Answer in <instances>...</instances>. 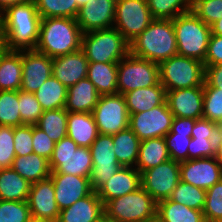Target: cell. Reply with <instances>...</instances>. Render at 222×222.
<instances>
[{
  "label": "cell",
  "instance_id": "60d3db41",
  "mask_svg": "<svg viewBox=\"0 0 222 222\" xmlns=\"http://www.w3.org/2000/svg\"><path fill=\"white\" fill-rule=\"evenodd\" d=\"M203 215L206 222H222V180L206 190Z\"/></svg>",
  "mask_w": 222,
  "mask_h": 222
},
{
  "label": "cell",
  "instance_id": "cb8c5ba5",
  "mask_svg": "<svg viewBox=\"0 0 222 222\" xmlns=\"http://www.w3.org/2000/svg\"><path fill=\"white\" fill-rule=\"evenodd\" d=\"M98 135L92 113L67 111V136L79 147L90 148Z\"/></svg>",
  "mask_w": 222,
  "mask_h": 222
},
{
  "label": "cell",
  "instance_id": "9c48e42d",
  "mask_svg": "<svg viewBox=\"0 0 222 222\" xmlns=\"http://www.w3.org/2000/svg\"><path fill=\"white\" fill-rule=\"evenodd\" d=\"M92 165L90 148L79 147L68 136L55 143L49 160L51 172L81 177H90Z\"/></svg>",
  "mask_w": 222,
  "mask_h": 222
},
{
  "label": "cell",
  "instance_id": "6da1fadb",
  "mask_svg": "<svg viewBox=\"0 0 222 222\" xmlns=\"http://www.w3.org/2000/svg\"><path fill=\"white\" fill-rule=\"evenodd\" d=\"M41 19L33 1L9 7L0 15L2 48L17 51L35 49Z\"/></svg>",
  "mask_w": 222,
  "mask_h": 222
},
{
  "label": "cell",
  "instance_id": "44dd1931",
  "mask_svg": "<svg viewBox=\"0 0 222 222\" xmlns=\"http://www.w3.org/2000/svg\"><path fill=\"white\" fill-rule=\"evenodd\" d=\"M89 62L82 49L53 58L52 75L65 87L87 77Z\"/></svg>",
  "mask_w": 222,
  "mask_h": 222
},
{
  "label": "cell",
  "instance_id": "ba28073f",
  "mask_svg": "<svg viewBox=\"0 0 222 222\" xmlns=\"http://www.w3.org/2000/svg\"><path fill=\"white\" fill-rule=\"evenodd\" d=\"M160 83L159 64L130 53L118 62L117 89L125 94Z\"/></svg>",
  "mask_w": 222,
  "mask_h": 222
},
{
  "label": "cell",
  "instance_id": "f546056e",
  "mask_svg": "<svg viewBox=\"0 0 222 222\" xmlns=\"http://www.w3.org/2000/svg\"><path fill=\"white\" fill-rule=\"evenodd\" d=\"M11 168L30 184L51 176L49 160L35 153L16 156Z\"/></svg>",
  "mask_w": 222,
  "mask_h": 222
},
{
  "label": "cell",
  "instance_id": "f5cc1de1",
  "mask_svg": "<svg viewBox=\"0 0 222 222\" xmlns=\"http://www.w3.org/2000/svg\"><path fill=\"white\" fill-rule=\"evenodd\" d=\"M205 77L203 87L222 89V64L204 65Z\"/></svg>",
  "mask_w": 222,
  "mask_h": 222
},
{
  "label": "cell",
  "instance_id": "836d02e7",
  "mask_svg": "<svg viewBox=\"0 0 222 222\" xmlns=\"http://www.w3.org/2000/svg\"><path fill=\"white\" fill-rule=\"evenodd\" d=\"M157 213L166 222H206L203 211L165 199L157 203Z\"/></svg>",
  "mask_w": 222,
  "mask_h": 222
},
{
  "label": "cell",
  "instance_id": "3957f363",
  "mask_svg": "<svg viewBox=\"0 0 222 222\" xmlns=\"http://www.w3.org/2000/svg\"><path fill=\"white\" fill-rule=\"evenodd\" d=\"M130 54L156 63L177 55L176 35L171 19H154L130 43Z\"/></svg>",
  "mask_w": 222,
  "mask_h": 222
},
{
  "label": "cell",
  "instance_id": "484cf974",
  "mask_svg": "<svg viewBox=\"0 0 222 222\" xmlns=\"http://www.w3.org/2000/svg\"><path fill=\"white\" fill-rule=\"evenodd\" d=\"M22 79V50H0V91H18Z\"/></svg>",
  "mask_w": 222,
  "mask_h": 222
},
{
  "label": "cell",
  "instance_id": "bcb514c9",
  "mask_svg": "<svg viewBox=\"0 0 222 222\" xmlns=\"http://www.w3.org/2000/svg\"><path fill=\"white\" fill-rule=\"evenodd\" d=\"M170 159L178 162L188 160V147L191 137L169 132L164 136Z\"/></svg>",
  "mask_w": 222,
  "mask_h": 222
},
{
  "label": "cell",
  "instance_id": "ee69618b",
  "mask_svg": "<svg viewBox=\"0 0 222 222\" xmlns=\"http://www.w3.org/2000/svg\"><path fill=\"white\" fill-rule=\"evenodd\" d=\"M191 10L207 25L211 26L222 15V0H192Z\"/></svg>",
  "mask_w": 222,
  "mask_h": 222
},
{
  "label": "cell",
  "instance_id": "e575fe53",
  "mask_svg": "<svg viewBox=\"0 0 222 222\" xmlns=\"http://www.w3.org/2000/svg\"><path fill=\"white\" fill-rule=\"evenodd\" d=\"M36 126L55 143L67 136V110L59 108L43 111Z\"/></svg>",
  "mask_w": 222,
  "mask_h": 222
},
{
  "label": "cell",
  "instance_id": "5b68a950",
  "mask_svg": "<svg viewBox=\"0 0 222 222\" xmlns=\"http://www.w3.org/2000/svg\"><path fill=\"white\" fill-rule=\"evenodd\" d=\"M81 49L88 62L118 63L130 53V44L111 27L83 33Z\"/></svg>",
  "mask_w": 222,
  "mask_h": 222
},
{
  "label": "cell",
  "instance_id": "1f68e13d",
  "mask_svg": "<svg viewBox=\"0 0 222 222\" xmlns=\"http://www.w3.org/2000/svg\"><path fill=\"white\" fill-rule=\"evenodd\" d=\"M114 152L122 167H135L139 154L140 139L128 127L112 135Z\"/></svg>",
  "mask_w": 222,
  "mask_h": 222
},
{
  "label": "cell",
  "instance_id": "f35d334b",
  "mask_svg": "<svg viewBox=\"0 0 222 222\" xmlns=\"http://www.w3.org/2000/svg\"><path fill=\"white\" fill-rule=\"evenodd\" d=\"M192 0H147L154 19H174L191 10Z\"/></svg>",
  "mask_w": 222,
  "mask_h": 222
},
{
  "label": "cell",
  "instance_id": "d6a6232c",
  "mask_svg": "<svg viewBox=\"0 0 222 222\" xmlns=\"http://www.w3.org/2000/svg\"><path fill=\"white\" fill-rule=\"evenodd\" d=\"M68 88L51 75L34 93L43 111L65 108Z\"/></svg>",
  "mask_w": 222,
  "mask_h": 222
},
{
  "label": "cell",
  "instance_id": "4316f807",
  "mask_svg": "<svg viewBox=\"0 0 222 222\" xmlns=\"http://www.w3.org/2000/svg\"><path fill=\"white\" fill-rule=\"evenodd\" d=\"M123 95L129 114L150 110L166 100V91L161 83L151 87L137 88Z\"/></svg>",
  "mask_w": 222,
  "mask_h": 222
},
{
  "label": "cell",
  "instance_id": "6f0895ef",
  "mask_svg": "<svg viewBox=\"0 0 222 222\" xmlns=\"http://www.w3.org/2000/svg\"><path fill=\"white\" fill-rule=\"evenodd\" d=\"M211 33L213 35L222 36V15H221V18L219 20H217L216 22H214L211 25Z\"/></svg>",
  "mask_w": 222,
  "mask_h": 222
},
{
  "label": "cell",
  "instance_id": "7402d4cb",
  "mask_svg": "<svg viewBox=\"0 0 222 222\" xmlns=\"http://www.w3.org/2000/svg\"><path fill=\"white\" fill-rule=\"evenodd\" d=\"M141 187V173L135 167H121L98 191L105 205L108 201L125 196Z\"/></svg>",
  "mask_w": 222,
  "mask_h": 222
},
{
  "label": "cell",
  "instance_id": "f6af8a7d",
  "mask_svg": "<svg viewBox=\"0 0 222 222\" xmlns=\"http://www.w3.org/2000/svg\"><path fill=\"white\" fill-rule=\"evenodd\" d=\"M15 157L14 127L0 125V169L11 168Z\"/></svg>",
  "mask_w": 222,
  "mask_h": 222
},
{
  "label": "cell",
  "instance_id": "b9f144b4",
  "mask_svg": "<svg viewBox=\"0 0 222 222\" xmlns=\"http://www.w3.org/2000/svg\"><path fill=\"white\" fill-rule=\"evenodd\" d=\"M31 219L27 201L0 200V222H29Z\"/></svg>",
  "mask_w": 222,
  "mask_h": 222
},
{
  "label": "cell",
  "instance_id": "5bb4252c",
  "mask_svg": "<svg viewBox=\"0 0 222 222\" xmlns=\"http://www.w3.org/2000/svg\"><path fill=\"white\" fill-rule=\"evenodd\" d=\"M129 128L140 141L164 137L170 132L174 115L170 111L166 100L150 110L137 114H129Z\"/></svg>",
  "mask_w": 222,
  "mask_h": 222
},
{
  "label": "cell",
  "instance_id": "7a4b0ae2",
  "mask_svg": "<svg viewBox=\"0 0 222 222\" xmlns=\"http://www.w3.org/2000/svg\"><path fill=\"white\" fill-rule=\"evenodd\" d=\"M83 32L76 19L51 17L41 19L36 51L51 58L81 49Z\"/></svg>",
  "mask_w": 222,
  "mask_h": 222
},
{
  "label": "cell",
  "instance_id": "c3c4849f",
  "mask_svg": "<svg viewBox=\"0 0 222 222\" xmlns=\"http://www.w3.org/2000/svg\"><path fill=\"white\" fill-rule=\"evenodd\" d=\"M217 139L191 138L188 147V160L204 157H214Z\"/></svg>",
  "mask_w": 222,
  "mask_h": 222
},
{
  "label": "cell",
  "instance_id": "8992f818",
  "mask_svg": "<svg viewBox=\"0 0 222 222\" xmlns=\"http://www.w3.org/2000/svg\"><path fill=\"white\" fill-rule=\"evenodd\" d=\"M160 83L165 91L204 86V63L182 55H174L159 63Z\"/></svg>",
  "mask_w": 222,
  "mask_h": 222
},
{
  "label": "cell",
  "instance_id": "be15d7a7",
  "mask_svg": "<svg viewBox=\"0 0 222 222\" xmlns=\"http://www.w3.org/2000/svg\"><path fill=\"white\" fill-rule=\"evenodd\" d=\"M219 130L222 133V121L219 123Z\"/></svg>",
  "mask_w": 222,
  "mask_h": 222
},
{
  "label": "cell",
  "instance_id": "94428289",
  "mask_svg": "<svg viewBox=\"0 0 222 222\" xmlns=\"http://www.w3.org/2000/svg\"><path fill=\"white\" fill-rule=\"evenodd\" d=\"M89 0H76L77 3V7L81 8L82 6L85 5V3H87Z\"/></svg>",
  "mask_w": 222,
  "mask_h": 222
},
{
  "label": "cell",
  "instance_id": "680465c9",
  "mask_svg": "<svg viewBox=\"0 0 222 222\" xmlns=\"http://www.w3.org/2000/svg\"><path fill=\"white\" fill-rule=\"evenodd\" d=\"M97 222H119L111 217H109L105 212L103 215L97 220Z\"/></svg>",
  "mask_w": 222,
  "mask_h": 222
},
{
  "label": "cell",
  "instance_id": "8d00e7d4",
  "mask_svg": "<svg viewBox=\"0 0 222 222\" xmlns=\"http://www.w3.org/2000/svg\"><path fill=\"white\" fill-rule=\"evenodd\" d=\"M169 199L187 207L203 211L206 200V190L180 180Z\"/></svg>",
  "mask_w": 222,
  "mask_h": 222
},
{
  "label": "cell",
  "instance_id": "2e32d148",
  "mask_svg": "<svg viewBox=\"0 0 222 222\" xmlns=\"http://www.w3.org/2000/svg\"><path fill=\"white\" fill-rule=\"evenodd\" d=\"M53 58L35 49L22 50V79L20 90L35 93L52 75Z\"/></svg>",
  "mask_w": 222,
  "mask_h": 222
},
{
  "label": "cell",
  "instance_id": "11a10c76",
  "mask_svg": "<svg viewBox=\"0 0 222 222\" xmlns=\"http://www.w3.org/2000/svg\"><path fill=\"white\" fill-rule=\"evenodd\" d=\"M33 0H0V15L5 12L9 7L14 5H19L25 2H29Z\"/></svg>",
  "mask_w": 222,
  "mask_h": 222
},
{
  "label": "cell",
  "instance_id": "83f0119b",
  "mask_svg": "<svg viewBox=\"0 0 222 222\" xmlns=\"http://www.w3.org/2000/svg\"><path fill=\"white\" fill-rule=\"evenodd\" d=\"M170 159L164 137L140 141L135 168L142 173Z\"/></svg>",
  "mask_w": 222,
  "mask_h": 222
},
{
  "label": "cell",
  "instance_id": "4fadbf2b",
  "mask_svg": "<svg viewBox=\"0 0 222 222\" xmlns=\"http://www.w3.org/2000/svg\"><path fill=\"white\" fill-rule=\"evenodd\" d=\"M180 181V162L169 159L141 173V187L158 203L169 199Z\"/></svg>",
  "mask_w": 222,
  "mask_h": 222
},
{
  "label": "cell",
  "instance_id": "db71d44e",
  "mask_svg": "<svg viewBox=\"0 0 222 222\" xmlns=\"http://www.w3.org/2000/svg\"><path fill=\"white\" fill-rule=\"evenodd\" d=\"M196 119L186 117H174L170 132L191 137Z\"/></svg>",
  "mask_w": 222,
  "mask_h": 222
},
{
  "label": "cell",
  "instance_id": "52a82bcc",
  "mask_svg": "<svg viewBox=\"0 0 222 222\" xmlns=\"http://www.w3.org/2000/svg\"><path fill=\"white\" fill-rule=\"evenodd\" d=\"M105 213L119 222H145L157 213V202L142 188L104 205Z\"/></svg>",
  "mask_w": 222,
  "mask_h": 222
},
{
  "label": "cell",
  "instance_id": "30bf717a",
  "mask_svg": "<svg viewBox=\"0 0 222 222\" xmlns=\"http://www.w3.org/2000/svg\"><path fill=\"white\" fill-rule=\"evenodd\" d=\"M154 20L147 0H117L113 27L130 43Z\"/></svg>",
  "mask_w": 222,
  "mask_h": 222
},
{
  "label": "cell",
  "instance_id": "277c9868",
  "mask_svg": "<svg viewBox=\"0 0 222 222\" xmlns=\"http://www.w3.org/2000/svg\"><path fill=\"white\" fill-rule=\"evenodd\" d=\"M173 20L178 55L204 62L211 37V26L205 24L192 10Z\"/></svg>",
  "mask_w": 222,
  "mask_h": 222
},
{
  "label": "cell",
  "instance_id": "9f6ffc18",
  "mask_svg": "<svg viewBox=\"0 0 222 222\" xmlns=\"http://www.w3.org/2000/svg\"><path fill=\"white\" fill-rule=\"evenodd\" d=\"M214 158L222 167V133H219L218 139L215 144V155Z\"/></svg>",
  "mask_w": 222,
  "mask_h": 222
},
{
  "label": "cell",
  "instance_id": "f907efd6",
  "mask_svg": "<svg viewBox=\"0 0 222 222\" xmlns=\"http://www.w3.org/2000/svg\"><path fill=\"white\" fill-rule=\"evenodd\" d=\"M219 124L205 118L196 119L191 138L218 139Z\"/></svg>",
  "mask_w": 222,
  "mask_h": 222
},
{
  "label": "cell",
  "instance_id": "7dc6e473",
  "mask_svg": "<svg viewBox=\"0 0 222 222\" xmlns=\"http://www.w3.org/2000/svg\"><path fill=\"white\" fill-rule=\"evenodd\" d=\"M14 149L16 156L33 153V125L14 127Z\"/></svg>",
  "mask_w": 222,
  "mask_h": 222
},
{
  "label": "cell",
  "instance_id": "ab89813d",
  "mask_svg": "<svg viewBox=\"0 0 222 222\" xmlns=\"http://www.w3.org/2000/svg\"><path fill=\"white\" fill-rule=\"evenodd\" d=\"M19 111L23 125H36L43 114L34 93L18 90Z\"/></svg>",
  "mask_w": 222,
  "mask_h": 222
},
{
  "label": "cell",
  "instance_id": "9a60e30c",
  "mask_svg": "<svg viewBox=\"0 0 222 222\" xmlns=\"http://www.w3.org/2000/svg\"><path fill=\"white\" fill-rule=\"evenodd\" d=\"M180 180L207 190L222 180V167L214 157L180 162Z\"/></svg>",
  "mask_w": 222,
  "mask_h": 222
},
{
  "label": "cell",
  "instance_id": "ac0fdd59",
  "mask_svg": "<svg viewBox=\"0 0 222 222\" xmlns=\"http://www.w3.org/2000/svg\"><path fill=\"white\" fill-rule=\"evenodd\" d=\"M117 0H89L79 8L76 21L83 33L111 28Z\"/></svg>",
  "mask_w": 222,
  "mask_h": 222
},
{
  "label": "cell",
  "instance_id": "6125c7cd",
  "mask_svg": "<svg viewBox=\"0 0 222 222\" xmlns=\"http://www.w3.org/2000/svg\"><path fill=\"white\" fill-rule=\"evenodd\" d=\"M29 222H58V221L41 220V219H34V218H32Z\"/></svg>",
  "mask_w": 222,
  "mask_h": 222
},
{
  "label": "cell",
  "instance_id": "7c38bea8",
  "mask_svg": "<svg viewBox=\"0 0 222 222\" xmlns=\"http://www.w3.org/2000/svg\"><path fill=\"white\" fill-rule=\"evenodd\" d=\"M92 171L90 185L97 192L122 167L114 152L112 135L99 134L90 146Z\"/></svg>",
  "mask_w": 222,
  "mask_h": 222
},
{
  "label": "cell",
  "instance_id": "74e56055",
  "mask_svg": "<svg viewBox=\"0 0 222 222\" xmlns=\"http://www.w3.org/2000/svg\"><path fill=\"white\" fill-rule=\"evenodd\" d=\"M18 104V91H0V125L10 127L23 125Z\"/></svg>",
  "mask_w": 222,
  "mask_h": 222
},
{
  "label": "cell",
  "instance_id": "e0dca14e",
  "mask_svg": "<svg viewBox=\"0 0 222 222\" xmlns=\"http://www.w3.org/2000/svg\"><path fill=\"white\" fill-rule=\"evenodd\" d=\"M34 219L57 221L60 214L51 177L32 183L27 199Z\"/></svg>",
  "mask_w": 222,
  "mask_h": 222
},
{
  "label": "cell",
  "instance_id": "d4e9b609",
  "mask_svg": "<svg viewBox=\"0 0 222 222\" xmlns=\"http://www.w3.org/2000/svg\"><path fill=\"white\" fill-rule=\"evenodd\" d=\"M99 93L86 77L68 88L65 109L68 112L92 113L98 103Z\"/></svg>",
  "mask_w": 222,
  "mask_h": 222
},
{
  "label": "cell",
  "instance_id": "ffe728a7",
  "mask_svg": "<svg viewBox=\"0 0 222 222\" xmlns=\"http://www.w3.org/2000/svg\"><path fill=\"white\" fill-rule=\"evenodd\" d=\"M204 87L166 91L167 105L174 117L200 119L203 115Z\"/></svg>",
  "mask_w": 222,
  "mask_h": 222
},
{
  "label": "cell",
  "instance_id": "7bdbcfd3",
  "mask_svg": "<svg viewBox=\"0 0 222 222\" xmlns=\"http://www.w3.org/2000/svg\"><path fill=\"white\" fill-rule=\"evenodd\" d=\"M202 118L218 124L222 121V89L204 87Z\"/></svg>",
  "mask_w": 222,
  "mask_h": 222
},
{
  "label": "cell",
  "instance_id": "4dcf8cb0",
  "mask_svg": "<svg viewBox=\"0 0 222 222\" xmlns=\"http://www.w3.org/2000/svg\"><path fill=\"white\" fill-rule=\"evenodd\" d=\"M31 184L12 168L0 169V200L27 201Z\"/></svg>",
  "mask_w": 222,
  "mask_h": 222
},
{
  "label": "cell",
  "instance_id": "e7e4bbea",
  "mask_svg": "<svg viewBox=\"0 0 222 222\" xmlns=\"http://www.w3.org/2000/svg\"><path fill=\"white\" fill-rule=\"evenodd\" d=\"M2 49V40H0V50Z\"/></svg>",
  "mask_w": 222,
  "mask_h": 222
},
{
  "label": "cell",
  "instance_id": "603a6c76",
  "mask_svg": "<svg viewBox=\"0 0 222 222\" xmlns=\"http://www.w3.org/2000/svg\"><path fill=\"white\" fill-rule=\"evenodd\" d=\"M104 204L97 192L76 201L66 209L60 210L58 222H97L104 213Z\"/></svg>",
  "mask_w": 222,
  "mask_h": 222
},
{
  "label": "cell",
  "instance_id": "91938a15",
  "mask_svg": "<svg viewBox=\"0 0 222 222\" xmlns=\"http://www.w3.org/2000/svg\"><path fill=\"white\" fill-rule=\"evenodd\" d=\"M145 222H166L158 213L147 219Z\"/></svg>",
  "mask_w": 222,
  "mask_h": 222
},
{
  "label": "cell",
  "instance_id": "8fae6325",
  "mask_svg": "<svg viewBox=\"0 0 222 222\" xmlns=\"http://www.w3.org/2000/svg\"><path fill=\"white\" fill-rule=\"evenodd\" d=\"M99 134L114 135L129 127L130 115L124 95H102L92 111Z\"/></svg>",
  "mask_w": 222,
  "mask_h": 222
},
{
  "label": "cell",
  "instance_id": "d6986e66",
  "mask_svg": "<svg viewBox=\"0 0 222 222\" xmlns=\"http://www.w3.org/2000/svg\"><path fill=\"white\" fill-rule=\"evenodd\" d=\"M50 177L54 185L55 200L60 210L68 208L93 192L89 177L56 172H51Z\"/></svg>",
  "mask_w": 222,
  "mask_h": 222
},
{
  "label": "cell",
  "instance_id": "681fc988",
  "mask_svg": "<svg viewBox=\"0 0 222 222\" xmlns=\"http://www.w3.org/2000/svg\"><path fill=\"white\" fill-rule=\"evenodd\" d=\"M54 147L55 142L43 130L33 125V153L50 160Z\"/></svg>",
  "mask_w": 222,
  "mask_h": 222
},
{
  "label": "cell",
  "instance_id": "d590c367",
  "mask_svg": "<svg viewBox=\"0 0 222 222\" xmlns=\"http://www.w3.org/2000/svg\"><path fill=\"white\" fill-rule=\"evenodd\" d=\"M42 19L65 17L76 19L79 8L76 0H33Z\"/></svg>",
  "mask_w": 222,
  "mask_h": 222
},
{
  "label": "cell",
  "instance_id": "816d5d0a",
  "mask_svg": "<svg viewBox=\"0 0 222 222\" xmlns=\"http://www.w3.org/2000/svg\"><path fill=\"white\" fill-rule=\"evenodd\" d=\"M204 65L222 64V36L211 34Z\"/></svg>",
  "mask_w": 222,
  "mask_h": 222
},
{
  "label": "cell",
  "instance_id": "f1b7e54d",
  "mask_svg": "<svg viewBox=\"0 0 222 222\" xmlns=\"http://www.w3.org/2000/svg\"><path fill=\"white\" fill-rule=\"evenodd\" d=\"M118 63L89 62L87 78L100 96L118 94Z\"/></svg>",
  "mask_w": 222,
  "mask_h": 222
}]
</instances>
